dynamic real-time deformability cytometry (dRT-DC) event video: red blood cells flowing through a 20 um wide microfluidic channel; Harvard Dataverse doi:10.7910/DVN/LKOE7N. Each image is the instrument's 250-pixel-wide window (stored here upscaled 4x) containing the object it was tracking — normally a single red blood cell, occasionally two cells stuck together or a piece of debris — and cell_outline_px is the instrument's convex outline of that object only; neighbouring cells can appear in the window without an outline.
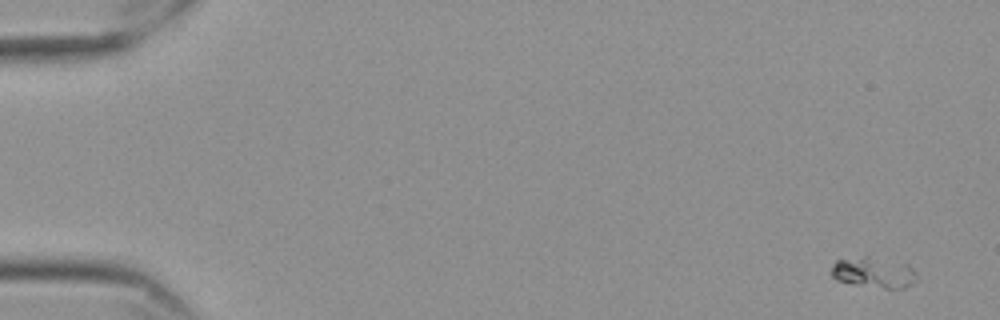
{"species": "Egyptian fruit bat (a non-hibernating species)", "species_latin": "Rousettus aegyptiacus", "temperature_condition": "cold", "stored_images_in_passage": 56, "camera_frame_rate_fps": 3000, "um_per_image_px": 0.085, "frame": {"image": 1, "passage_image": 1, "time_ms": 0.0, "image_size_px": [1000, 320], "cell_outline_px": [[920, 276], [912, 284], [904, 288], [884, 288], [856, 284], [836, 280], [832, 276], [832, 264], [836, 260], [864, 256], [868, 256], [908, 264]], "centroid_in_image_um": [74.3, 23.16], "position_along_channel_um": 10.7, "area_um2": 15.26}}
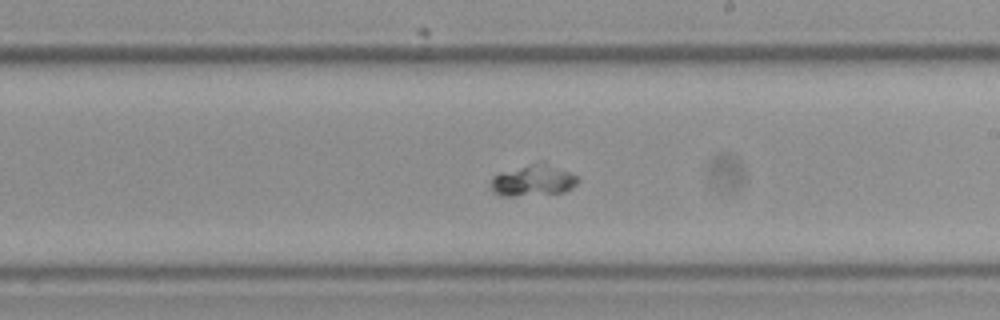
{"frame": {"image": 2, "passage_image": 33, "time_ms": 10.667, "image_size_px": [1000, 320], "cell_outline_px": [[580, 180], [572, 188], [564, 192], [516, 196], [500, 196], [492, 192], [492, 176], [500, 172], [540, 160], [544, 160], [580, 176]], "centroid_in_image_um": [45.37, 15.3], "position_along_channel_um": 243.6, "area_um2": 16.42}}
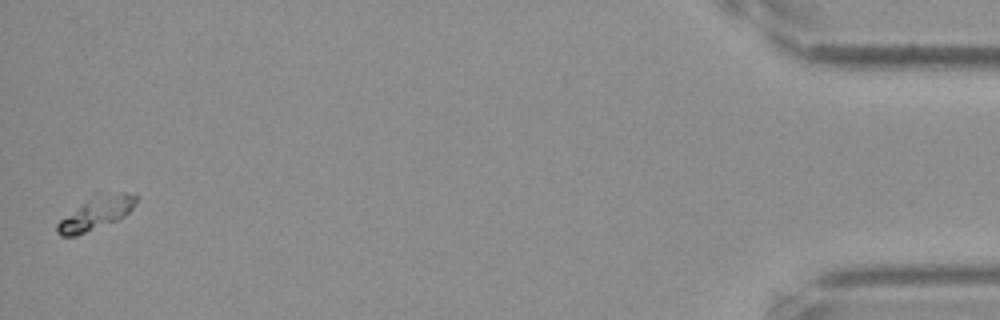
{"frame": {"image": 3, "passage_image": 56, "time_ms": 18.333, "image_size_px": [1000, 320], "cell_outline_px": [[136, 200], [132, 208], [124, 216], [116, 220], [76, 236], [60, 236], [56, 232], [56, 224], [60, 220], [80, 204], [88, 200], [120, 192], [128, 192], [136, 196]], "centroid_in_image_um": [8.12, 18.17], "position_along_channel_um": 427.1, "area_um2": 14.33}}